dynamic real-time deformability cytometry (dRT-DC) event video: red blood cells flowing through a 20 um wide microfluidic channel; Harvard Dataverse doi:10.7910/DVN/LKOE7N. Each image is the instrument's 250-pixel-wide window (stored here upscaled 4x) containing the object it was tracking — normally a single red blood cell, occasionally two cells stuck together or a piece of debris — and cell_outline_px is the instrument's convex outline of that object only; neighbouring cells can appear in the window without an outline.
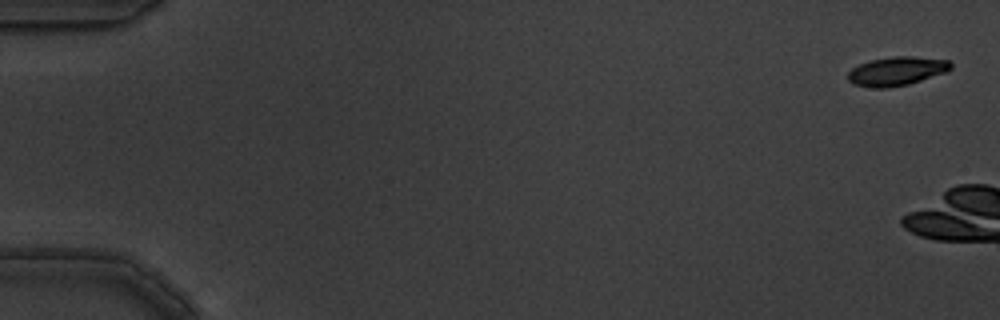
{"species": "common noctule bat (a hibernating species)", "species_latin": "Nyctalus noctula", "temperature_condition": "warm", "stored_images_in_passage": 2, "camera_frame_rate_fps": 3000, "um_per_image_px": 0.085, "animal": {"sex": "male", "body_mass_g": 19.5, "forearm_length_mm": 54.6}, "frame": {"image": 1, "passage_image": 1, "time_ms": 0.0, "image_size_px": [1000, 320], "cell_outline_px": [[952, 68], [948, 72], [908, 84], [888, 88], [876, 88], [852, 84], [848, 80], [848, 72], [852, 68], [860, 64], [872, 60], [892, 56], [912, 56], [948, 60], [952, 64]], "centroid_in_image_um": [76.24, 6.05], "position_along_channel_um": 8.8, "area_um2": 17.34}}